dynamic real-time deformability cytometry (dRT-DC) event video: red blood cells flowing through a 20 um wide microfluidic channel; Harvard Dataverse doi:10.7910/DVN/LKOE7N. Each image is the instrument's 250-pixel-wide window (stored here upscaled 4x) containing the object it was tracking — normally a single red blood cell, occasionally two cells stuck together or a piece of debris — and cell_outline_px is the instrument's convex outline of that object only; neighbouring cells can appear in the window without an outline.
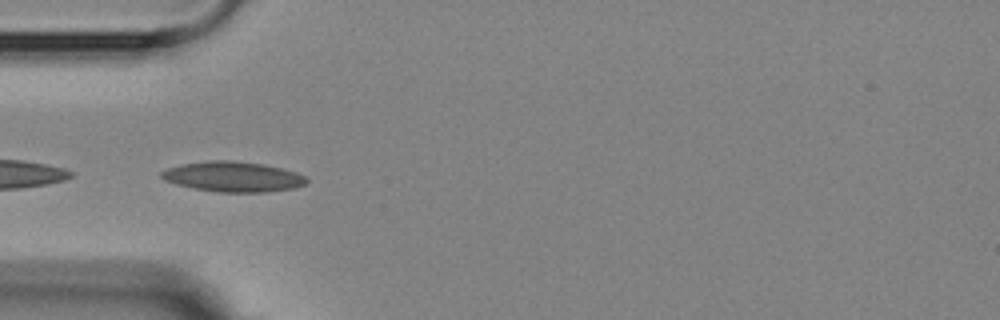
{"species": "Egyptian fruit bat (a non-hibernating species)", "species_latin": "Rousettus aegyptiacus", "temperature_condition": "room temperature", "stored_images_in_passage": 9, "camera_frame_rate_fps": 3000, "um_per_image_px": 0.085, "animal": {"sex": "female"}, "frame": {"image": 1, "passage_image": 4, "time_ms": 3.333, "image_size_px": [1000, 320], "cell_outline_px": [[308, 180], [304, 184], [292, 188], [264, 192], [220, 192], [196, 188], [176, 184], [164, 180], [160, 176], [160, 172], [168, 168], [180, 164], [208, 160], [232, 160], [264, 164], [296, 172], [304, 176]], "centroid_in_image_um": [19.77, 15.0], "position_along_channel_um": 65.2, "area_um2": 25.37}}
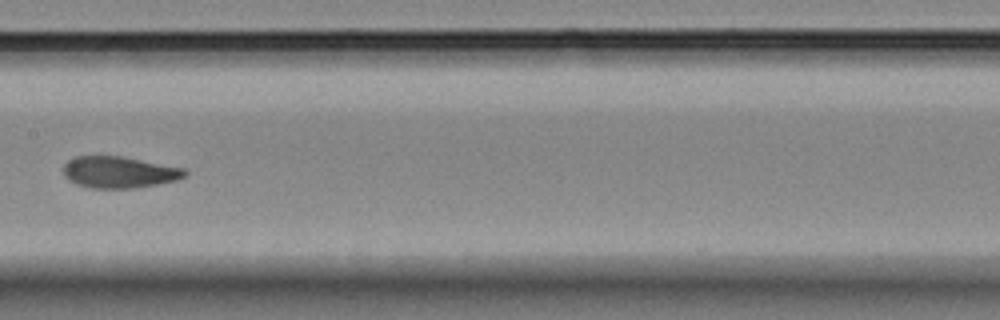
{"frame": {"image": 2, "passage_image": 7, "time_ms": 7.0, "image_size_px": [1000, 320], "cell_outline_px": [[188, 172], [184, 176], [176, 180], [136, 188], [88, 188], [76, 184], [68, 180], [64, 176], [64, 164], [68, 160], [76, 156], [120, 156], [184, 168]], "centroid_in_image_um": [10.09, 14.64], "position_along_channel_um": 197.3, "area_um2": 22.25}}
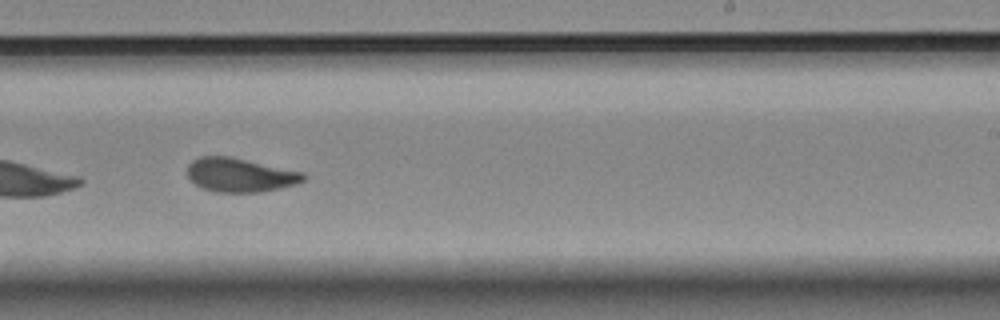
{"frame": {"image": 3, "passage_image": 9, "time_ms": 9.0, "image_size_px": [1000, 320], "cell_outline_px": [[308, 176], [304, 180], [296, 184], [280, 188], [260, 192], [216, 192], [200, 188], [188, 176], [188, 164], [192, 160], [200, 156], [228, 156], [304, 172]], "centroid_in_image_um": [20.41, 14.88], "position_along_channel_um": 268.6, "area_um2": 22.95}}